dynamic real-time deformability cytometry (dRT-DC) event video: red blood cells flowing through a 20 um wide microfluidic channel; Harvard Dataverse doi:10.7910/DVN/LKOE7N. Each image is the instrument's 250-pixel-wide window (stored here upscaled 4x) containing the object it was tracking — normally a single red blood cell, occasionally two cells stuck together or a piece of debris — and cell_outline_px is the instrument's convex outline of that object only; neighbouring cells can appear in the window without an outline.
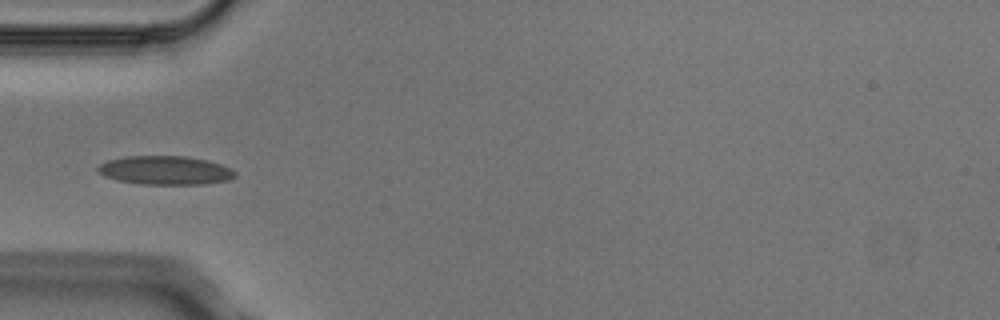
{"species": "Egyptian fruit bat (a non-hibernating species)", "species_latin": "Rousettus aegyptiacus", "temperature_condition": "cold", "stored_images_in_passage": 1, "camera_frame_rate_fps": 3000, "um_per_image_px": 0.085, "animal": {"sex": "male"}, "frame": {"image": 1, "passage_image": 1, "time_ms": 0.0, "image_size_px": [1000, 320], "cell_outline_px": [[236, 176], [228, 180], [204, 184], [140, 184], [116, 180], [104, 176], [96, 168], [100, 164], [108, 160], [124, 156], [184, 156], [204, 160], [220, 164], [232, 168], [236, 172]], "centroid_in_image_um": [14.04, 14.48], "position_along_channel_um": 71.0, "area_um2": 22.95}}